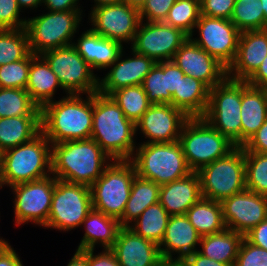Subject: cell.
Wrapping results in <instances>:
<instances>
[{"mask_svg": "<svg viewBox=\"0 0 267 266\" xmlns=\"http://www.w3.org/2000/svg\"><path fill=\"white\" fill-rule=\"evenodd\" d=\"M68 94L41 108V132L51 144L90 139L93 94Z\"/></svg>", "mask_w": 267, "mask_h": 266, "instance_id": "6da1fadb", "label": "cell"}, {"mask_svg": "<svg viewBox=\"0 0 267 266\" xmlns=\"http://www.w3.org/2000/svg\"><path fill=\"white\" fill-rule=\"evenodd\" d=\"M136 124L129 120L115 101L100 93L93 94V120L90 138L112 160H130L136 146Z\"/></svg>", "mask_w": 267, "mask_h": 266, "instance_id": "7a4b0ae2", "label": "cell"}, {"mask_svg": "<svg viewBox=\"0 0 267 266\" xmlns=\"http://www.w3.org/2000/svg\"><path fill=\"white\" fill-rule=\"evenodd\" d=\"M112 161L91 138L52 144V175L65 182L91 186Z\"/></svg>", "mask_w": 267, "mask_h": 266, "instance_id": "3957f363", "label": "cell"}, {"mask_svg": "<svg viewBox=\"0 0 267 266\" xmlns=\"http://www.w3.org/2000/svg\"><path fill=\"white\" fill-rule=\"evenodd\" d=\"M52 144L40 132L29 142L1 154L0 188L39 180L52 175Z\"/></svg>", "mask_w": 267, "mask_h": 266, "instance_id": "277c9868", "label": "cell"}, {"mask_svg": "<svg viewBox=\"0 0 267 266\" xmlns=\"http://www.w3.org/2000/svg\"><path fill=\"white\" fill-rule=\"evenodd\" d=\"M130 161L136 175L159 185L186 177L189 168L179 141L172 143H140Z\"/></svg>", "mask_w": 267, "mask_h": 266, "instance_id": "5b68a950", "label": "cell"}, {"mask_svg": "<svg viewBox=\"0 0 267 266\" xmlns=\"http://www.w3.org/2000/svg\"><path fill=\"white\" fill-rule=\"evenodd\" d=\"M82 13L83 10L48 11L28 18L25 29L30 52L42 55L44 52L73 44V38L82 21Z\"/></svg>", "mask_w": 267, "mask_h": 266, "instance_id": "8992f818", "label": "cell"}, {"mask_svg": "<svg viewBox=\"0 0 267 266\" xmlns=\"http://www.w3.org/2000/svg\"><path fill=\"white\" fill-rule=\"evenodd\" d=\"M178 141L193 172H198L203 166L226 156L236 147L203 117L189 118Z\"/></svg>", "mask_w": 267, "mask_h": 266, "instance_id": "52a82bcc", "label": "cell"}, {"mask_svg": "<svg viewBox=\"0 0 267 266\" xmlns=\"http://www.w3.org/2000/svg\"><path fill=\"white\" fill-rule=\"evenodd\" d=\"M136 170L130 160H113L90 186L92 208L120 220Z\"/></svg>", "mask_w": 267, "mask_h": 266, "instance_id": "ba28073f", "label": "cell"}, {"mask_svg": "<svg viewBox=\"0 0 267 266\" xmlns=\"http://www.w3.org/2000/svg\"><path fill=\"white\" fill-rule=\"evenodd\" d=\"M198 174L202 197L218 202L246 189L245 152L235 147L226 156L203 166Z\"/></svg>", "mask_w": 267, "mask_h": 266, "instance_id": "9c48e42d", "label": "cell"}, {"mask_svg": "<svg viewBox=\"0 0 267 266\" xmlns=\"http://www.w3.org/2000/svg\"><path fill=\"white\" fill-rule=\"evenodd\" d=\"M241 80L226 77L210 89L203 118L236 147H241Z\"/></svg>", "mask_w": 267, "mask_h": 266, "instance_id": "30bf717a", "label": "cell"}, {"mask_svg": "<svg viewBox=\"0 0 267 266\" xmlns=\"http://www.w3.org/2000/svg\"><path fill=\"white\" fill-rule=\"evenodd\" d=\"M92 209L90 186L55 178L54 193L47 225L44 228L71 231L81 227Z\"/></svg>", "mask_w": 267, "mask_h": 266, "instance_id": "8fae6325", "label": "cell"}, {"mask_svg": "<svg viewBox=\"0 0 267 266\" xmlns=\"http://www.w3.org/2000/svg\"><path fill=\"white\" fill-rule=\"evenodd\" d=\"M56 74L62 90L68 94L98 92V78L73 44L44 52L41 55Z\"/></svg>", "mask_w": 267, "mask_h": 266, "instance_id": "7c38bea8", "label": "cell"}, {"mask_svg": "<svg viewBox=\"0 0 267 266\" xmlns=\"http://www.w3.org/2000/svg\"><path fill=\"white\" fill-rule=\"evenodd\" d=\"M55 177H48L13 185L10 189L14 196L15 226L34 223L45 227L47 225L54 193Z\"/></svg>", "mask_w": 267, "mask_h": 266, "instance_id": "4fadbf2b", "label": "cell"}, {"mask_svg": "<svg viewBox=\"0 0 267 266\" xmlns=\"http://www.w3.org/2000/svg\"><path fill=\"white\" fill-rule=\"evenodd\" d=\"M196 28L199 37L193 38ZM239 36L229 19L200 15L189 38L228 69L236 57Z\"/></svg>", "mask_w": 267, "mask_h": 266, "instance_id": "5bb4252c", "label": "cell"}, {"mask_svg": "<svg viewBox=\"0 0 267 266\" xmlns=\"http://www.w3.org/2000/svg\"><path fill=\"white\" fill-rule=\"evenodd\" d=\"M188 37L181 29L163 21H141L130 48L155 62L169 61Z\"/></svg>", "mask_w": 267, "mask_h": 266, "instance_id": "9a60e30c", "label": "cell"}, {"mask_svg": "<svg viewBox=\"0 0 267 266\" xmlns=\"http://www.w3.org/2000/svg\"><path fill=\"white\" fill-rule=\"evenodd\" d=\"M90 12L93 32L122 45L132 44L141 22L139 9L123 2L92 8Z\"/></svg>", "mask_w": 267, "mask_h": 266, "instance_id": "2e32d148", "label": "cell"}, {"mask_svg": "<svg viewBox=\"0 0 267 266\" xmlns=\"http://www.w3.org/2000/svg\"><path fill=\"white\" fill-rule=\"evenodd\" d=\"M189 117L171 104H151L136 123V133L148 138L144 143H172L179 140Z\"/></svg>", "mask_w": 267, "mask_h": 266, "instance_id": "e0dca14e", "label": "cell"}, {"mask_svg": "<svg viewBox=\"0 0 267 266\" xmlns=\"http://www.w3.org/2000/svg\"><path fill=\"white\" fill-rule=\"evenodd\" d=\"M226 228L245 235L267 219V196L243 190L222 202Z\"/></svg>", "mask_w": 267, "mask_h": 266, "instance_id": "ac0fdd59", "label": "cell"}, {"mask_svg": "<svg viewBox=\"0 0 267 266\" xmlns=\"http://www.w3.org/2000/svg\"><path fill=\"white\" fill-rule=\"evenodd\" d=\"M172 61L184 75L201 80L210 89L227 77V68L189 37L176 51Z\"/></svg>", "mask_w": 267, "mask_h": 266, "instance_id": "d6986e66", "label": "cell"}, {"mask_svg": "<svg viewBox=\"0 0 267 266\" xmlns=\"http://www.w3.org/2000/svg\"><path fill=\"white\" fill-rule=\"evenodd\" d=\"M124 52L122 50L118 58L108 67L109 72L104 77L98 78V93L109 96L117 89L141 85L156 63L152 58L137 53L133 49H131L133 57L129 56L122 60Z\"/></svg>", "mask_w": 267, "mask_h": 266, "instance_id": "ffe728a7", "label": "cell"}, {"mask_svg": "<svg viewBox=\"0 0 267 266\" xmlns=\"http://www.w3.org/2000/svg\"><path fill=\"white\" fill-rule=\"evenodd\" d=\"M267 55V29L240 32L237 54L227 77L247 81Z\"/></svg>", "mask_w": 267, "mask_h": 266, "instance_id": "44dd1931", "label": "cell"}, {"mask_svg": "<svg viewBox=\"0 0 267 266\" xmlns=\"http://www.w3.org/2000/svg\"><path fill=\"white\" fill-rule=\"evenodd\" d=\"M121 266H157L163 258L159 245L122 227L111 248Z\"/></svg>", "mask_w": 267, "mask_h": 266, "instance_id": "7402d4cb", "label": "cell"}, {"mask_svg": "<svg viewBox=\"0 0 267 266\" xmlns=\"http://www.w3.org/2000/svg\"><path fill=\"white\" fill-rule=\"evenodd\" d=\"M200 240L201 235L185 214L172 215L159 244L161 257L169 260H184L188 255L198 251L196 246L199 245Z\"/></svg>", "mask_w": 267, "mask_h": 266, "instance_id": "603a6c76", "label": "cell"}, {"mask_svg": "<svg viewBox=\"0 0 267 266\" xmlns=\"http://www.w3.org/2000/svg\"><path fill=\"white\" fill-rule=\"evenodd\" d=\"M202 198L198 172L184 178L160 185L159 203L170 216L186 214L188 209Z\"/></svg>", "mask_w": 267, "mask_h": 266, "instance_id": "cb8c5ba5", "label": "cell"}, {"mask_svg": "<svg viewBox=\"0 0 267 266\" xmlns=\"http://www.w3.org/2000/svg\"><path fill=\"white\" fill-rule=\"evenodd\" d=\"M73 45L92 70L97 71L108 69L124 50L120 42L102 37L91 29L82 32Z\"/></svg>", "mask_w": 267, "mask_h": 266, "instance_id": "d4e9b609", "label": "cell"}, {"mask_svg": "<svg viewBox=\"0 0 267 266\" xmlns=\"http://www.w3.org/2000/svg\"><path fill=\"white\" fill-rule=\"evenodd\" d=\"M241 147L267 119V89L241 80Z\"/></svg>", "mask_w": 267, "mask_h": 266, "instance_id": "484cf974", "label": "cell"}, {"mask_svg": "<svg viewBox=\"0 0 267 266\" xmlns=\"http://www.w3.org/2000/svg\"><path fill=\"white\" fill-rule=\"evenodd\" d=\"M85 233L76 250L94 249L98 244L103 249H111L122 228L119 220L92 208L83 220L81 227Z\"/></svg>", "mask_w": 267, "mask_h": 266, "instance_id": "4316f807", "label": "cell"}, {"mask_svg": "<svg viewBox=\"0 0 267 266\" xmlns=\"http://www.w3.org/2000/svg\"><path fill=\"white\" fill-rule=\"evenodd\" d=\"M62 89L56 74L41 55L31 53V62L28 74L26 91L31 99L42 108L45 104L54 101L57 89Z\"/></svg>", "mask_w": 267, "mask_h": 266, "instance_id": "83f0119b", "label": "cell"}, {"mask_svg": "<svg viewBox=\"0 0 267 266\" xmlns=\"http://www.w3.org/2000/svg\"><path fill=\"white\" fill-rule=\"evenodd\" d=\"M210 88L190 75L181 77L179 93L172 95V105L189 118L203 117L209 101Z\"/></svg>", "mask_w": 267, "mask_h": 266, "instance_id": "f1b7e54d", "label": "cell"}, {"mask_svg": "<svg viewBox=\"0 0 267 266\" xmlns=\"http://www.w3.org/2000/svg\"><path fill=\"white\" fill-rule=\"evenodd\" d=\"M244 235L226 228L225 230L201 236L198 252L210 259L234 266Z\"/></svg>", "mask_w": 267, "mask_h": 266, "instance_id": "f546056e", "label": "cell"}, {"mask_svg": "<svg viewBox=\"0 0 267 266\" xmlns=\"http://www.w3.org/2000/svg\"><path fill=\"white\" fill-rule=\"evenodd\" d=\"M41 132V116L0 118V151L29 142Z\"/></svg>", "mask_w": 267, "mask_h": 266, "instance_id": "4dcf8cb0", "label": "cell"}, {"mask_svg": "<svg viewBox=\"0 0 267 266\" xmlns=\"http://www.w3.org/2000/svg\"><path fill=\"white\" fill-rule=\"evenodd\" d=\"M159 190V184L136 175L123 216L119 220L121 227H129L146 208L159 202Z\"/></svg>", "mask_w": 267, "mask_h": 266, "instance_id": "1f68e13d", "label": "cell"}, {"mask_svg": "<svg viewBox=\"0 0 267 266\" xmlns=\"http://www.w3.org/2000/svg\"><path fill=\"white\" fill-rule=\"evenodd\" d=\"M185 215L201 236L219 233L226 229L221 202L202 197Z\"/></svg>", "mask_w": 267, "mask_h": 266, "instance_id": "d6a6232c", "label": "cell"}, {"mask_svg": "<svg viewBox=\"0 0 267 266\" xmlns=\"http://www.w3.org/2000/svg\"><path fill=\"white\" fill-rule=\"evenodd\" d=\"M169 218L170 215L166 209L157 202L146 208L128 228L136 235L159 245L164 237Z\"/></svg>", "mask_w": 267, "mask_h": 266, "instance_id": "836d02e7", "label": "cell"}, {"mask_svg": "<svg viewBox=\"0 0 267 266\" xmlns=\"http://www.w3.org/2000/svg\"><path fill=\"white\" fill-rule=\"evenodd\" d=\"M15 116H41V108L26 89L0 87V118Z\"/></svg>", "mask_w": 267, "mask_h": 266, "instance_id": "e575fe53", "label": "cell"}, {"mask_svg": "<svg viewBox=\"0 0 267 266\" xmlns=\"http://www.w3.org/2000/svg\"><path fill=\"white\" fill-rule=\"evenodd\" d=\"M109 96L120 107L123 114L135 124L151 105L142 85L123 87L113 91Z\"/></svg>", "mask_w": 267, "mask_h": 266, "instance_id": "d590c367", "label": "cell"}, {"mask_svg": "<svg viewBox=\"0 0 267 266\" xmlns=\"http://www.w3.org/2000/svg\"><path fill=\"white\" fill-rule=\"evenodd\" d=\"M230 21L240 32L264 30L265 16L260 0H235Z\"/></svg>", "mask_w": 267, "mask_h": 266, "instance_id": "8d00e7d4", "label": "cell"}, {"mask_svg": "<svg viewBox=\"0 0 267 266\" xmlns=\"http://www.w3.org/2000/svg\"><path fill=\"white\" fill-rule=\"evenodd\" d=\"M30 53L25 28L0 30V66L24 59Z\"/></svg>", "mask_w": 267, "mask_h": 266, "instance_id": "74e56055", "label": "cell"}, {"mask_svg": "<svg viewBox=\"0 0 267 266\" xmlns=\"http://www.w3.org/2000/svg\"><path fill=\"white\" fill-rule=\"evenodd\" d=\"M200 2L197 0H176L170 8L166 24L181 29L190 36L200 17Z\"/></svg>", "mask_w": 267, "mask_h": 266, "instance_id": "f35d334b", "label": "cell"}, {"mask_svg": "<svg viewBox=\"0 0 267 266\" xmlns=\"http://www.w3.org/2000/svg\"><path fill=\"white\" fill-rule=\"evenodd\" d=\"M246 189L267 196V153L245 152Z\"/></svg>", "mask_w": 267, "mask_h": 266, "instance_id": "ab89813d", "label": "cell"}, {"mask_svg": "<svg viewBox=\"0 0 267 266\" xmlns=\"http://www.w3.org/2000/svg\"><path fill=\"white\" fill-rule=\"evenodd\" d=\"M141 85L151 104L172 105V96L166 82V61L156 62Z\"/></svg>", "mask_w": 267, "mask_h": 266, "instance_id": "60d3db41", "label": "cell"}, {"mask_svg": "<svg viewBox=\"0 0 267 266\" xmlns=\"http://www.w3.org/2000/svg\"><path fill=\"white\" fill-rule=\"evenodd\" d=\"M31 52L22 60L0 66V87L26 89Z\"/></svg>", "mask_w": 267, "mask_h": 266, "instance_id": "b9f144b4", "label": "cell"}, {"mask_svg": "<svg viewBox=\"0 0 267 266\" xmlns=\"http://www.w3.org/2000/svg\"><path fill=\"white\" fill-rule=\"evenodd\" d=\"M234 266H267V250L251 244L244 237Z\"/></svg>", "mask_w": 267, "mask_h": 266, "instance_id": "7bdbcfd3", "label": "cell"}, {"mask_svg": "<svg viewBox=\"0 0 267 266\" xmlns=\"http://www.w3.org/2000/svg\"><path fill=\"white\" fill-rule=\"evenodd\" d=\"M21 11L17 0H0V30L25 28L27 19L20 18Z\"/></svg>", "mask_w": 267, "mask_h": 266, "instance_id": "ee69618b", "label": "cell"}, {"mask_svg": "<svg viewBox=\"0 0 267 266\" xmlns=\"http://www.w3.org/2000/svg\"><path fill=\"white\" fill-rule=\"evenodd\" d=\"M175 2L176 0H147L139 10L141 21H164Z\"/></svg>", "mask_w": 267, "mask_h": 266, "instance_id": "f6af8a7d", "label": "cell"}, {"mask_svg": "<svg viewBox=\"0 0 267 266\" xmlns=\"http://www.w3.org/2000/svg\"><path fill=\"white\" fill-rule=\"evenodd\" d=\"M234 4L235 0H201L200 14L230 20Z\"/></svg>", "mask_w": 267, "mask_h": 266, "instance_id": "bcb514c9", "label": "cell"}, {"mask_svg": "<svg viewBox=\"0 0 267 266\" xmlns=\"http://www.w3.org/2000/svg\"><path fill=\"white\" fill-rule=\"evenodd\" d=\"M80 252L87 258V266H121L111 249H103L98 254L94 253V249Z\"/></svg>", "mask_w": 267, "mask_h": 266, "instance_id": "7dc6e473", "label": "cell"}, {"mask_svg": "<svg viewBox=\"0 0 267 266\" xmlns=\"http://www.w3.org/2000/svg\"><path fill=\"white\" fill-rule=\"evenodd\" d=\"M242 147L244 152L267 153V119Z\"/></svg>", "mask_w": 267, "mask_h": 266, "instance_id": "c3c4849f", "label": "cell"}, {"mask_svg": "<svg viewBox=\"0 0 267 266\" xmlns=\"http://www.w3.org/2000/svg\"><path fill=\"white\" fill-rule=\"evenodd\" d=\"M183 76H185L184 72L172 60L166 61V82L171 96L179 93V85Z\"/></svg>", "mask_w": 267, "mask_h": 266, "instance_id": "681fc988", "label": "cell"}, {"mask_svg": "<svg viewBox=\"0 0 267 266\" xmlns=\"http://www.w3.org/2000/svg\"><path fill=\"white\" fill-rule=\"evenodd\" d=\"M244 237L251 244L267 250V219L253 227Z\"/></svg>", "mask_w": 267, "mask_h": 266, "instance_id": "f907efd6", "label": "cell"}, {"mask_svg": "<svg viewBox=\"0 0 267 266\" xmlns=\"http://www.w3.org/2000/svg\"><path fill=\"white\" fill-rule=\"evenodd\" d=\"M78 2L79 0H43V5L48 11L82 10Z\"/></svg>", "mask_w": 267, "mask_h": 266, "instance_id": "816d5d0a", "label": "cell"}, {"mask_svg": "<svg viewBox=\"0 0 267 266\" xmlns=\"http://www.w3.org/2000/svg\"><path fill=\"white\" fill-rule=\"evenodd\" d=\"M246 82L251 86L267 89V55L256 72Z\"/></svg>", "mask_w": 267, "mask_h": 266, "instance_id": "f5cc1de1", "label": "cell"}, {"mask_svg": "<svg viewBox=\"0 0 267 266\" xmlns=\"http://www.w3.org/2000/svg\"><path fill=\"white\" fill-rule=\"evenodd\" d=\"M183 261L186 266H229L225 263L210 259L200 254L198 251L188 255Z\"/></svg>", "mask_w": 267, "mask_h": 266, "instance_id": "db71d44e", "label": "cell"}, {"mask_svg": "<svg viewBox=\"0 0 267 266\" xmlns=\"http://www.w3.org/2000/svg\"><path fill=\"white\" fill-rule=\"evenodd\" d=\"M11 245L0 249V266H24Z\"/></svg>", "mask_w": 267, "mask_h": 266, "instance_id": "11a10c76", "label": "cell"}, {"mask_svg": "<svg viewBox=\"0 0 267 266\" xmlns=\"http://www.w3.org/2000/svg\"><path fill=\"white\" fill-rule=\"evenodd\" d=\"M18 6L21 10L29 9L34 10L43 5V0H17Z\"/></svg>", "mask_w": 267, "mask_h": 266, "instance_id": "9f6ffc18", "label": "cell"}, {"mask_svg": "<svg viewBox=\"0 0 267 266\" xmlns=\"http://www.w3.org/2000/svg\"><path fill=\"white\" fill-rule=\"evenodd\" d=\"M67 266H87V258L79 250H76Z\"/></svg>", "mask_w": 267, "mask_h": 266, "instance_id": "6f0895ef", "label": "cell"}, {"mask_svg": "<svg viewBox=\"0 0 267 266\" xmlns=\"http://www.w3.org/2000/svg\"><path fill=\"white\" fill-rule=\"evenodd\" d=\"M157 266H186L183 260L163 259Z\"/></svg>", "mask_w": 267, "mask_h": 266, "instance_id": "680465c9", "label": "cell"}, {"mask_svg": "<svg viewBox=\"0 0 267 266\" xmlns=\"http://www.w3.org/2000/svg\"><path fill=\"white\" fill-rule=\"evenodd\" d=\"M123 2L124 0H94L95 4H93L94 6L92 8H97L104 5L118 4Z\"/></svg>", "mask_w": 267, "mask_h": 266, "instance_id": "91938a15", "label": "cell"}, {"mask_svg": "<svg viewBox=\"0 0 267 266\" xmlns=\"http://www.w3.org/2000/svg\"><path fill=\"white\" fill-rule=\"evenodd\" d=\"M147 0H124L125 3H128L130 6L137 9H141Z\"/></svg>", "mask_w": 267, "mask_h": 266, "instance_id": "94428289", "label": "cell"}, {"mask_svg": "<svg viewBox=\"0 0 267 266\" xmlns=\"http://www.w3.org/2000/svg\"><path fill=\"white\" fill-rule=\"evenodd\" d=\"M262 3V9L265 16V29H267V0H260Z\"/></svg>", "mask_w": 267, "mask_h": 266, "instance_id": "6125c7cd", "label": "cell"}, {"mask_svg": "<svg viewBox=\"0 0 267 266\" xmlns=\"http://www.w3.org/2000/svg\"><path fill=\"white\" fill-rule=\"evenodd\" d=\"M8 245H10V243L8 241H5V239L0 238V249L5 248Z\"/></svg>", "mask_w": 267, "mask_h": 266, "instance_id": "be15d7a7", "label": "cell"}]
</instances>
